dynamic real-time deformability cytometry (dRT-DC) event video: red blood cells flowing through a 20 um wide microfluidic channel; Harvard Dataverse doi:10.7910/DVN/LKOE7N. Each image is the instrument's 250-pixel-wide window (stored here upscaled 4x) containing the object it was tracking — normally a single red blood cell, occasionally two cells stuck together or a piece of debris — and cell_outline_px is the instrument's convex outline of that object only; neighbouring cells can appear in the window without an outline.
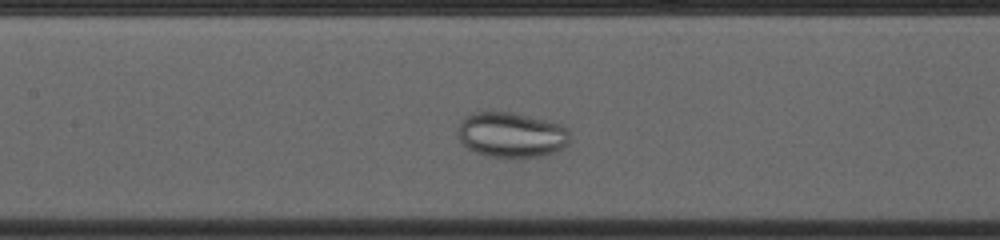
{"species": "common noctule bat (a hibernating species)", "species_latin": "Nyctalus noctula", "temperature_condition": "cold", "stored_images_in_passage": 37, "camera_frame_rate_fps": 3000, "um_per_image_px": 0.085, "animal": {"sex": "female", "body_mass_g": 23.0, "forearm_length_mm": 53.4}, "frame": {"image": 1, "passage_image": 8, "time_ms": 2.333, "image_size_px": [1000, 240], "cell_outline_px": [[568, 144], [564, 148], [540, 156], [492, 156], [476, 152], [468, 148], [460, 140], [456, 132], [464, 116], [476, 112], [512, 112], [564, 124], [568, 128]], "centroid_in_image_um": [43.47, 11.43], "position_along_channel_um": 163.9, "area_um2": 29.25}}
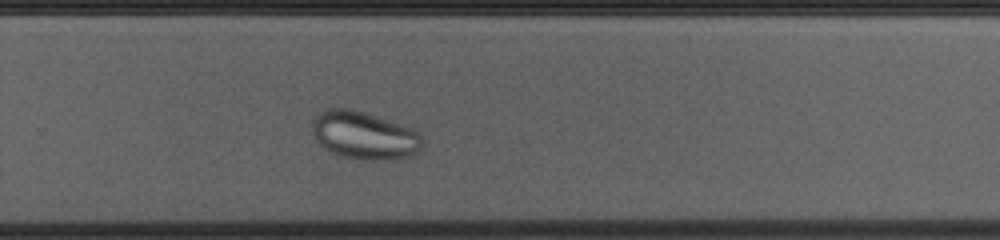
{"frame": {"image": 2, "passage_image": 19, "time_ms": 6.0, "image_size_px": [1000, 240], "cell_outline_px": [[424, 144], [416, 152], [404, 156], [372, 160], [364, 160], [344, 156], [332, 152], [324, 148], [316, 140], [312, 132], [312, 120], [324, 108], [352, 108], [416, 128], [424, 140]], "centroid_in_image_um": [30.95, 11.46], "position_along_channel_um": 298.8, "area_um2": 30.75}}
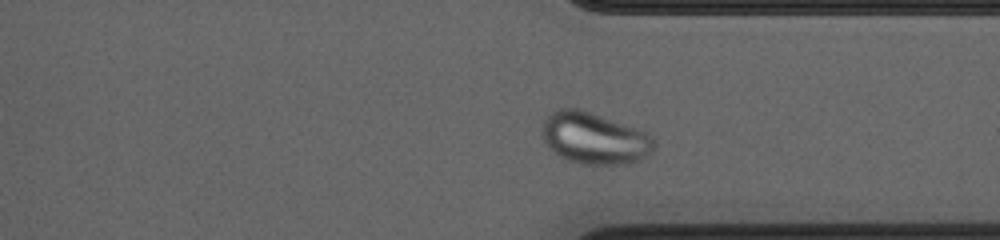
{"frame": {"image": 3, "passage_image": 24, "time_ms": 7.667, "image_size_px": [1000, 240], "cell_outline_px": [[656, 144], [652, 152], [648, 156], [640, 160], [628, 164], [580, 164], [568, 160], [560, 156], [544, 140], [540, 132], [544, 120], [552, 112], [560, 108], [580, 108], [648, 132]], "centroid_in_image_um": [50.55, 11.75], "position_along_channel_um": 360.9, "area_um2": 33.76}}